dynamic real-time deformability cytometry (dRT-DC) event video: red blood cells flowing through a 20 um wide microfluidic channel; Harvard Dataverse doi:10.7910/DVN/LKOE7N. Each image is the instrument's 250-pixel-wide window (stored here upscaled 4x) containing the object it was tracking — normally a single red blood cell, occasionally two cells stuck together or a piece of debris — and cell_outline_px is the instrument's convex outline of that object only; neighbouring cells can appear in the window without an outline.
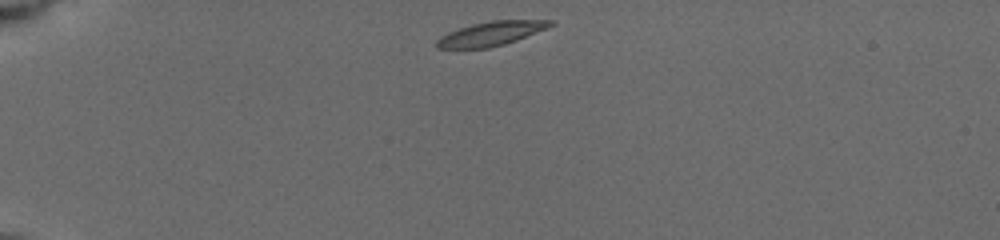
{"species": "common noctule bat (a hibernating species)", "species_latin": "Nyctalus noctula", "temperature_condition": "cold", "stored_images_in_passage": 9, "camera_frame_rate_fps": 3000, "um_per_image_px": 0.085, "animal": {"sex": "female", "body_mass_g": 19.5, "forearm_length_mm": 54.1}, "frame": {"image": 1, "passage_image": 1, "time_ms": 0.0, "image_size_px": [1000, 240], "cell_outline_px": [[556, 24], [516, 40], [504, 44], [488, 48], [436, 48], [436, 40], [440, 36], [448, 32], [472, 24], [492, 20], [552, 20]], "centroid_in_image_um": [41.72, 2.85], "position_along_channel_um": 43.3, "area_um2": 15.84}}